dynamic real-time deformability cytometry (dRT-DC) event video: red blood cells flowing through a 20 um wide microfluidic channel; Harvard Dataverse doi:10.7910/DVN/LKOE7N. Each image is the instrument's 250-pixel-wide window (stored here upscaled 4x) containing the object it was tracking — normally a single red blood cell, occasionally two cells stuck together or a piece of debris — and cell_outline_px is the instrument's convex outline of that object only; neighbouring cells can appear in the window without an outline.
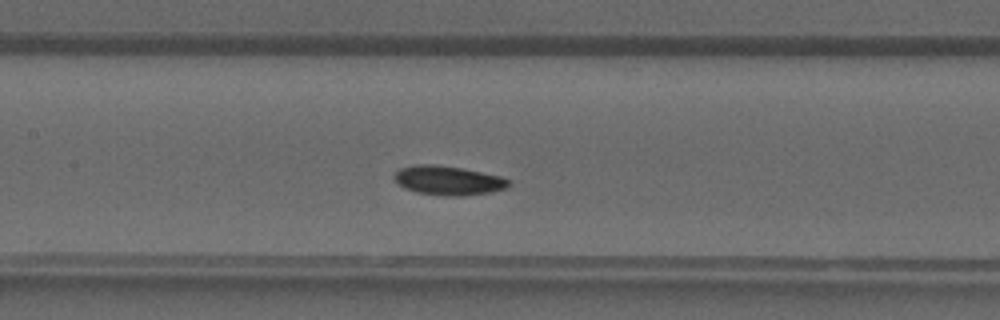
{"species": "common noctule bat (a hibernating species)", "species_latin": "Nyctalus noctula", "temperature_condition": "warm", "stored_images_in_passage": 35, "camera_frame_rate_fps": 3000, "um_per_image_px": 0.085, "animal": {"sex": "male", "forearm_length_mm": 52.5}, "frame": {"image": 1, "passage_image": 14, "time_ms": 4.333, "image_size_px": [1000, 320], "cell_outline_px": [[512, 184], [508, 188], [492, 192], [464, 196], [444, 196], [416, 192], [404, 188], [396, 184], [392, 176], [400, 168], [416, 164], [432, 164], [460, 168], [500, 176], [512, 180]], "centroid_in_image_um": [38.1, 15.35], "position_along_channel_um": 169.3, "area_um2": 19.77}}
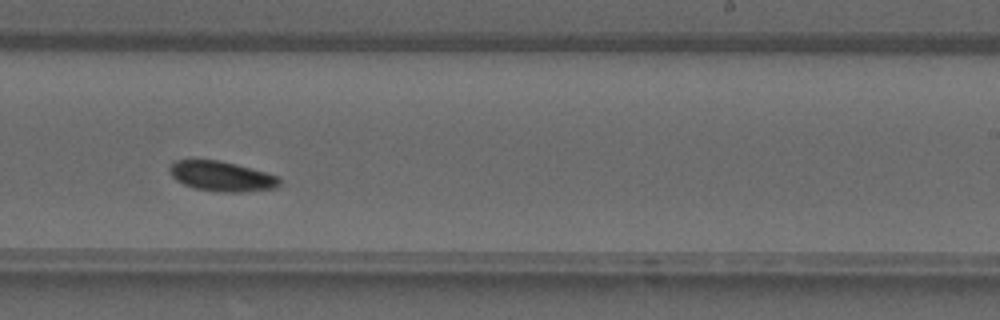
{"frame": {"image": 2, "passage_image": 20, "time_ms": 6.333, "image_size_px": [1000, 320], "cell_outline_px": [[280, 184], [276, 188], [244, 192], [220, 192], [196, 188], [184, 184], [176, 180], [172, 176], [168, 168], [176, 160], [220, 160], [236, 164], [280, 176]], "centroid_in_image_um": [18.87, 14.98], "position_along_channel_um": 270.1, "area_um2": 19.19}}
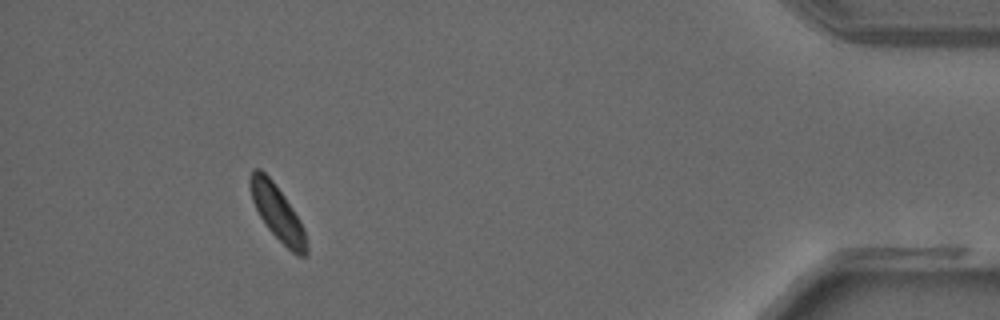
{"frame": {"image": 3, "passage_image": 32, "time_ms": 10.333, "image_size_px": [1000, 320], "cell_outline_px": [[308, 252], [304, 256], [296, 256], [268, 228], [260, 216], [252, 200], [248, 184], [248, 180], [252, 168], [260, 168], [272, 180], [284, 196], [300, 220], [304, 228], [308, 248]], "centroid_in_image_um": [23.57, 18.05], "position_along_channel_um": 411.6, "area_um2": 17.98}}